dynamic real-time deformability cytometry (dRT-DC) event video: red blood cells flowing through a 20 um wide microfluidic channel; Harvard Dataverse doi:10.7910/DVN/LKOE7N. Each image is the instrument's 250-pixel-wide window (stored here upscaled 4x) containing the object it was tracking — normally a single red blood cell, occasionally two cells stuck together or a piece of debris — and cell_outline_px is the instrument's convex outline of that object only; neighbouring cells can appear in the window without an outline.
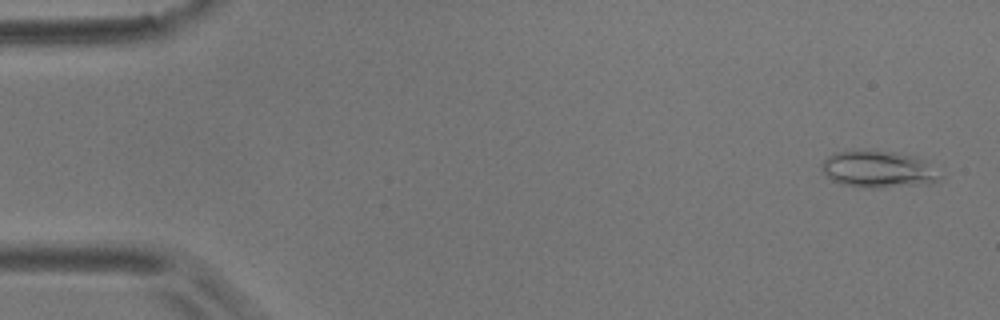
{"species": "common noctule bat (a hibernating species)", "species_latin": "Nyctalus noctula", "temperature_condition": "room temperature", "stored_images_in_passage": 55, "camera_frame_rate_fps": 3000, "um_per_image_px": 0.085, "animal": {"sex": "male", "body_mass_g": 17.9}, "frame": {"image": 1, "passage_image": 1, "time_ms": 0.0, "image_size_px": [1000, 320], "cell_outline_px": [[944, 176], [940, 180], [928, 184], [880, 188], [856, 188], [840, 184], [832, 180], [820, 168], [820, 164], [828, 156], [836, 152], [896, 152], [912, 156], [924, 160]], "centroid_in_image_um": [74.68, 14.44], "position_along_channel_um": 10.3, "area_um2": 25.32}}
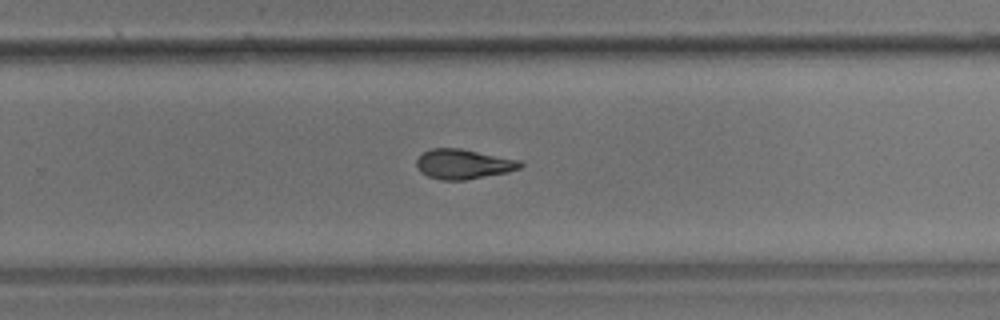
{"frame": {"image": 2, "passage_image": 35, "time_ms": 11.333, "image_size_px": [1000, 320], "cell_outline_px": [[524, 164], [520, 168], [508, 172], [464, 180], [440, 180], [428, 176], [420, 172], [416, 164], [416, 160], [424, 152], [432, 148], [460, 148], [524, 160]], "centroid_in_image_um": [39.43, 13.94], "position_along_channel_um": 290.4, "area_um2": 18.21}}
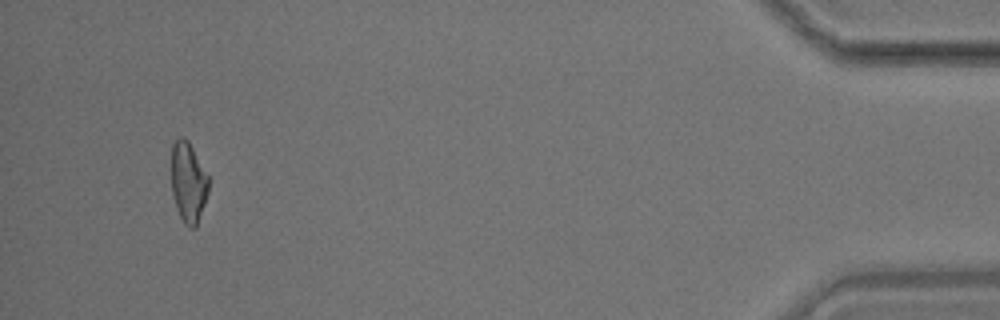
{"frame": {"image": 3, "passage_image": 52, "time_ms": 17.0, "image_size_px": [1000, 320], "cell_outline_px": [[208, 192], [196, 228], [188, 228], [184, 224], [176, 208], [172, 196], [172, 144], [180, 136], [188, 140], [208, 176]], "centroid_in_image_um": [15.99, 15.53], "position_along_channel_um": 419.2, "area_um2": 17.34}, "authors_computed_cell_mechanics": {"area_um2": 18.3226, "velocity_mm_per_s": 3.5593, "shape_relaxation_time_tau1_ms": null, "shape_relaxation_time_tau2_ms": 4.5878, "deformation_change_tau1": null, "deformation_change_tau2": 0.1284}}